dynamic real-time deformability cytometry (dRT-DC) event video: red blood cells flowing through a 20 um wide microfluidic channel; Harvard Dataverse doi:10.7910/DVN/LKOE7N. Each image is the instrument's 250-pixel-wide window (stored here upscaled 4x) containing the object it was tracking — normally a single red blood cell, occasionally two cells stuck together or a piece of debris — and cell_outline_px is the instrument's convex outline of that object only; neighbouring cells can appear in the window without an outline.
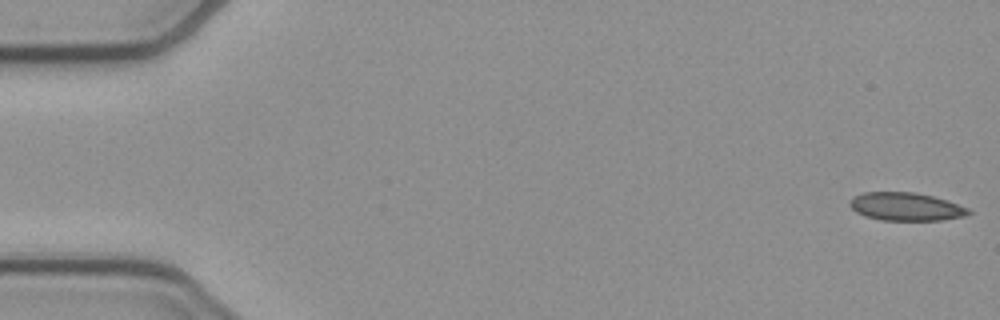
{"species": "common noctule bat (a hibernating species)", "species_latin": "Nyctalus noctula", "temperature_condition": "cold", "stored_images_in_passage": 10, "camera_frame_rate_fps": 3000, "um_per_image_px": 0.085, "animal": {"sex": "female", "body_mass_g": 21.9}, "frame": {"image": 1, "passage_image": 1, "time_ms": 0.0, "image_size_px": [1000, 320], "cell_outline_px": [[972, 212], [964, 216], [940, 220], [880, 220], [864, 216], [856, 212], [848, 204], [848, 200], [852, 196], [864, 192], [916, 192], [948, 200], [968, 208]], "centroid_in_image_um": [76.96, 17.55], "position_along_channel_um": 8.0, "area_um2": 19.59}}